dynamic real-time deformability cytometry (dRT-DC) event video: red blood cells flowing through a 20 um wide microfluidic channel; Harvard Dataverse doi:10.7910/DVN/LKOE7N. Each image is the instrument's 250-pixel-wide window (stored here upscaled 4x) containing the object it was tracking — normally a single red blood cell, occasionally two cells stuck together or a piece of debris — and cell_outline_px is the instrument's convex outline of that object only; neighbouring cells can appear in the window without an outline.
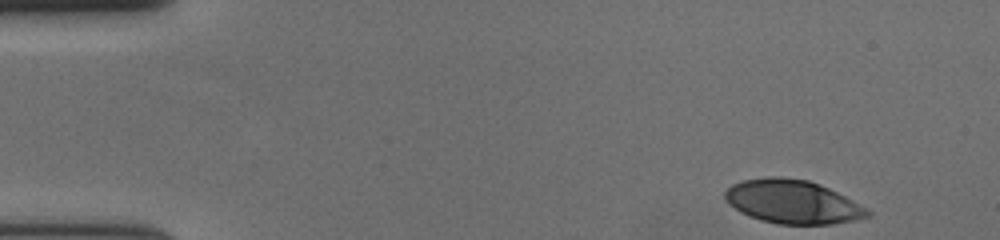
{"species": "human", "species_latin": "Homo sapiens", "temperature_condition": "cold", "stored_images_in_passage": 53, "camera_frame_rate_fps": 3000, "um_per_image_px": 0.085, "donor": {"sex": "female"}, "frame": {"image": 1, "passage_image": 1, "time_ms": 0.0, "image_size_px": [1000, 240], "cell_outline_px": [[872, 216], [856, 220], [832, 224], [780, 224], [760, 220], [748, 216], [740, 212], [724, 196], [724, 192], [732, 184], [744, 180], [768, 176], [780, 176], [808, 180], [820, 184], [852, 200], [872, 212]], "centroid_in_image_um": [67.39, 17.15], "position_along_channel_um": 17.6, "area_um2": 36.07}}
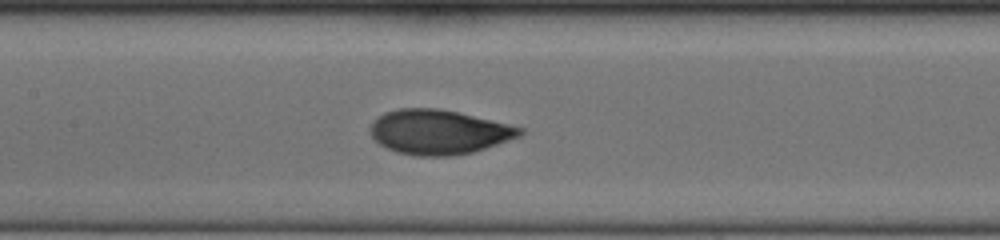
{"frame": {"image": 2, "passage_image": 23, "time_ms": 7.333, "image_size_px": [1000, 240], "cell_outline_px": [[524, 132], [520, 136], [472, 152], [452, 156], [416, 156], [396, 152], [380, 144], [372, 136], [368, 128], [384, 112], [400, 108], [436, 108], [456, 112], [508, 124], [524, 128]], "centroid_in_image_um": [37.27, 11.22], "position_along_channel_um": 170.1, "area_um2": 38.44}}
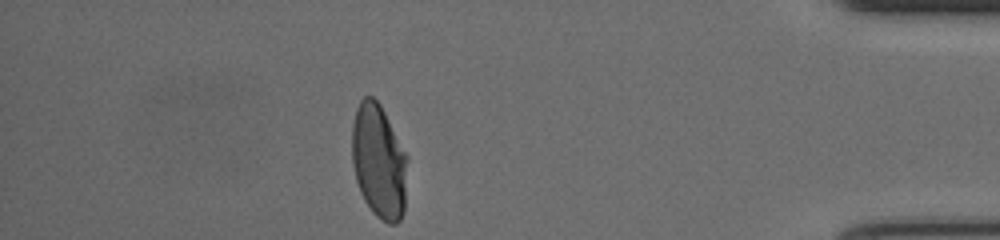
{"frame": {"image": 3, "passage_image": 46, "time_ms": 15.0, "image_size_px": [1000, 240], "cell_outline_px": [[408, 156], [404, 212], [400, 220], [396, 224], [388, 224], [380, 220], [372, 212], [364, 200], [360, 192], [356, 180], [352, 164], [352, 124], [356, 108], [360, 100], [364, 96], [372, 96], [380, 104]], "centroid_in_image_um": [32.2, 13.74], "position_along_channel_um": 403.0, "area_um2": 37.34}, "authors_computed_cell_mechanics": {"area_um2": 37.6278, "velocity_mm_per_s": 3.6179, "shape_relaxation_time_tau1_ms": 4.6361, "shape_relaxation_time_tau2_ms": null, "deformation_change_tau1": 0.1998, "deformation_change_tau2": null}}